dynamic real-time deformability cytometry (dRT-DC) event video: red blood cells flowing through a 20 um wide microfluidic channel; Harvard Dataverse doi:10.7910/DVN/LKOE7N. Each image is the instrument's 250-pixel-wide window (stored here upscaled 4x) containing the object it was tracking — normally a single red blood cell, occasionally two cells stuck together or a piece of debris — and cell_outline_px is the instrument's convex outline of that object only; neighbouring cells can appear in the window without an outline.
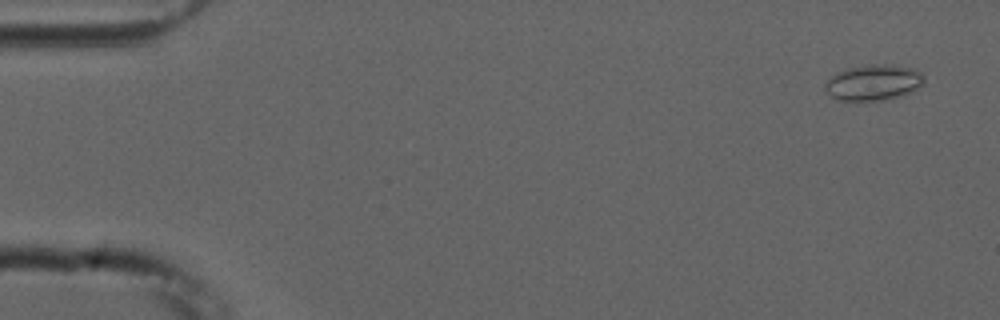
{"species": "common noctule bat (a hibernating species)", "species_latin": "Nyctalus noctula", "temperature_condition": "cold", "stored_images_in_passage": 55, "camera_frame_rate_fps": 3000, "um_per_image_px": 0.085, "animal": {"sex": "male", "forearm_length_mm": 52.5}, "frame": {"image": 1, "passage_image": 3, "time_ms": 0.667, "image_size_px": [1000, 320], "cell_outline_px": [[924, 84], [912, 92], [900, 96], [884, 100], [836, 100], [824, 88], [824, 84], [832, 76], [844, 68], [864, 64], [892, 64], [908, 68], [920, 72], [924, 76]], "centroid_in_image_um": [74.25, 7.0], "position_along_channel_um": 10.8, "area_um2": 20.75}}
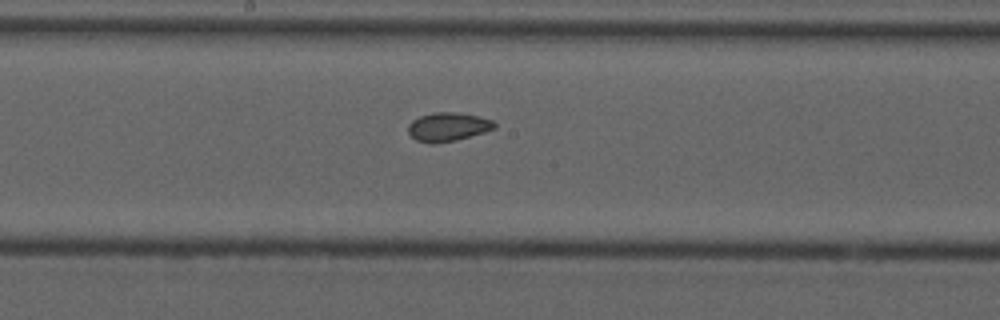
{"frame": {"image": 2, "passage_image": 29, "time_ms": 9.333, "image_size_px": [1000, 320], "cell_outline_px": [[496, 128], [484, 132], [456, 140], [432, 144], [428, 144], [416, 140], [408, 132], [408, 124], [412, 120], [420, 116], [436, 112], [452, 112], [476, 116], [492, 120], [496, 124]], "centroid_in_image_um": [38.05, 10.79], "position_along_channel_um": 210.2, "area_um2": 14.33}}
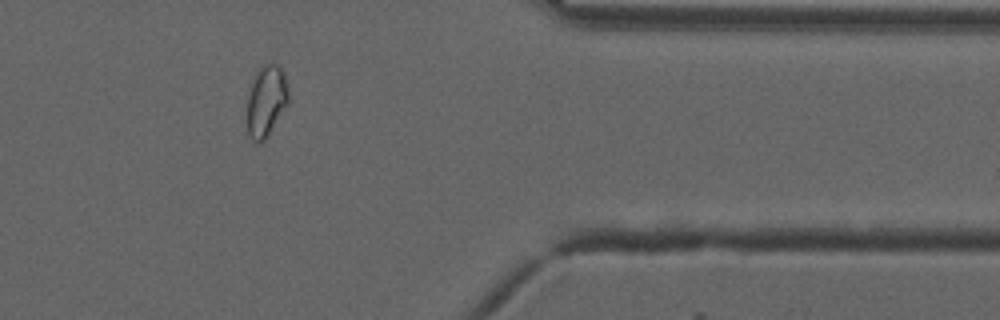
{"frame": {"image": 3, "passage_image": 45, "time_ms": 14.667, "image_size_px": [1000, 320], "cell_outline_px": [[288, 104], [268, 136], [260, 144], [252, 140], [248, 132], [248, 96], [256, 68], [260, 64], [276, 64], [284, 72], [288, 88]], "centroid_in_image_um": [22.64, 8.56], "position_along_channel_um": 388.8, "area_um2": 17.28}, "authors_computed_cell_mechanics": {"area_um2": 16.9932, "velocity_mm_per_s": 3.7392, "shape_relaxation_time_tau1_ms": null, "shape_relaxation_time_tau2_ms": 1.1719, "deformation_change_tau1": null, "deformation_change_tau2": 0.0326}}